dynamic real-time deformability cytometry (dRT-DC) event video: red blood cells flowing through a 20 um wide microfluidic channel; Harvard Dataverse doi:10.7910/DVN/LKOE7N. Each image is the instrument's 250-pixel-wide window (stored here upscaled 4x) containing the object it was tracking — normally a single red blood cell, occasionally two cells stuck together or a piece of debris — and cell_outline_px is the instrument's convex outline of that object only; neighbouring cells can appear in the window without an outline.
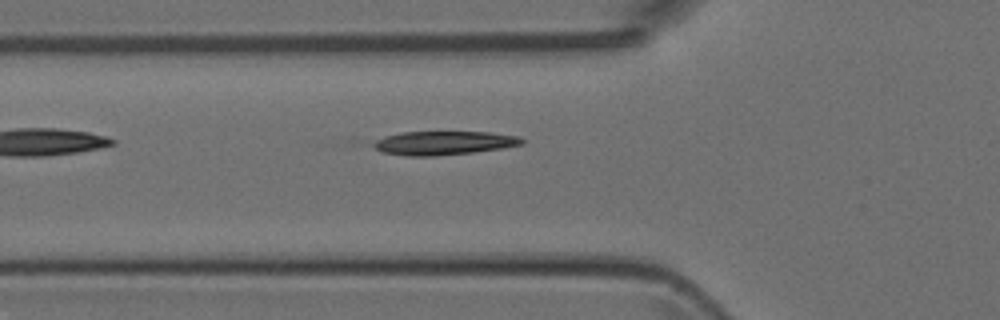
{"species": "Egyptian fruit bat (a non-hibernating species)", "species_latin": "Rousettus aegyptiacus", "temperature_condition": "room temperature", "stored_images_in_passage": 5, "camera_frame_rate_fps": 3000, "um_per_image_px": 0.085, "animal": {"sex": "female"}, "frame": {"image": 1, "passage_image": 5, "time_ms": 5.333, "image_size_px": [1000, 320], "cell_outline_px": [[524, 144], [504, 148], [472, 152], [436, 156], [408, 156], [384, 152], [376, 148], [372, 144], [376, 140], [384, 136], [404, 132], [488, 132], [520, 136], [524, 140]], "centroid_in_image_um": [37.77, 12.15], "position_along_channel_um": 88.0, "area_um2": 20.46}}